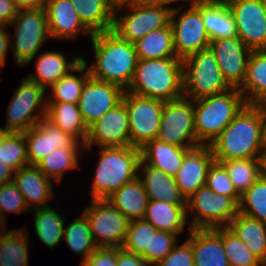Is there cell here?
<instances>
[{
	"label": "cell",
	"instance_id": "obj_1",
	"mask_svg": "<svg viewBox=\"0 0 266 266\" xmlns=\"http://www.w3.org/2000/svg\"><path fill=\"white\" fill-rule=\"evenodd\" d=\"M91 42L96 61L88 68L90 76L127 91L138 62L134 44L113 30L94 33Z\"/></svg>",
	"mask_w": 266,
	"mask_h": 266
},
{
	"label": "cell",
	"instance_id": "obj_2",
	"mask_svg": "<svg viewBox=\"0 0 266 266\" xmlns=\"http://www.w3.org/2000/svg\"><path fill=\"white\" fill-rule=\"evenodd\" d=\"M216 162L258 159L261 146V104H246L209 145Z\"/></svg>",
	"mask_w": 266,
	"mask_h": 266
},
{
	"label": "cell",
	"instance_id": "obj_3",
	"mask_svg": "<svg viewBox=\"0 0 266 266\" xmlns=\"http://www.w3.org/2000/svg\"><path fill=\"white\" fill-rule=\"evenodd\" d=\"M127 92L163 102L184 96L183 60L177 57L138 60Z\"/></svg>",
	"mask_w": 266,
	"mask_h": 266
},
{
	"label": "cell",
	"instance_id": "obj_4",
	"mask_svg": "<svg viewBox=\"0 0 266 266\" xmlns=\"http://www.w3.org/2000/svg\"><path fill=\"white\" fill-rule=\"evenodd\" d=\"M90 193L93 200L107 199L127 182L135 179L141 160L140 149L133 146L101 147Z\"/></svg>",
	"mask_w": 266,
	"mask_h": 266
},
{
	"label": "cell",
	"instance_id": "obj_5",
	"mask_svg": "<svg viewBox=\"0 0 266 266\" xmlns=\"http://www.w3.org/2000/svg\"><path fill=\"white\" fill-rule=\"evenodd\" d=\"M246 102L237 88L194 100V126L199 145H210Z\"/></svg>",
	"mask_w": 266,
	"mask_h": 266
},
{
	"label": "cell",
	"instance_id": "obj_6",
	"mask_svg": "<svg viewBox=\"0 0 266 266\" xmlns=\"http://www.w3.org/2000/svg\"><path fill=\"white\" fill-rule=\"evenodd\" d=\"M167 5L169 4L164 2L117 0L113 31L126 41L134 43L149 32L164 28L170 23L172 7ZM122 7L129 8L127 15L118 14Z\"/></svg>",
	"mask_w": 266,
	"mask_h": 266
},
{
	"label": "cell",
	"instance_id": "obj_7",
	"mask_svg": "<svg viewBox=\"0 0 266 266\" xmlns=\"http://www.w3.org/2000/svg\"><path fill=\"white\" fill-rule=\"evenodd\" d=\"M230 89L210 48L200 50L183 60L185 97L198 100Z\"/></svg>",
	"mask_w": 266,
	"mask_h": 266
},
{
	"label": "cell",
	"instance_id": "obj_8",
	"mask_svg": "<svg viewBox=\"0 0 266 266\" xmlns=\"http://www.w3.org/2000/svg\"><path fill=\"white\" fill-rule=\"evenodd\" d=\"M186 209L187 214L197 211L195 214L192 211L193 221L189 230L210 229L228 227L238 214L239 205L231 197L213 192L204 185L186 199Z\"/></svg>",
	"mask_w": 266,
	"mask_h": 266
},
{
	"label": "cell",
	"instance_id": "obj_9",
	"mask_svg": "<svg viewBox=\"0 0 266 266\" xmlns=\"http://www.w3.org/2000/svg\"><path fill=\"white\" fill-rule=\"evenodd\" d=\"M9 25H15L16 39L10 48L18 66L29 64L47 37L51 38L44 7L19 10Z\"/></svg>",
	"mask_w": 266,
	"mask_h": 266
},
{
	"label": "cell",
	"instance_id": "obj_10",
	"mask_svg": "<svg viewBox=\"0 0 266 266\" xmlns=\"http://www.w3.org/2000/svg\"><path fill=\"white\" fill-rule=\"evenodd\" d=\"M157 139L181 148L199 146L194 126V100L182 96L164 102Z\"/></svg>",
	"mask_w": 266,
	"mask_h": 266
},
{
	"label": "cell",
	"instance_id": "obj_11",
	"mask_svg": "<svg viewBox=\"0 0 266 266\" xmlns=\"http://www.w3.org/2000/svg\"><path fill=\"white\" fill-rule=\"evenodd\" d=\"M172 7L170 24L174 34V47L177 58L186 57L209 48L210 38L202 17V0L192 3L190 8ZM182 11V12H180ZM180 16L175 19L177 14Z\"/></svg>",
	"mask_w": 266,
	"mask_h": 266
},
{
	"label": "cell",
	"instance_id": "obj_12",
	"mask_svg": "<svg viewBox=\"0 0 266 266\" xmlns=\"http://www.w3.org/2000/svg\"><path fill=\"white\" fill-rule=\"evenodd\" d=\"M45 92L46 89L43 86L24 77L19 88L15 89L8 105L7 122L4 129L8 132H25L46 117ZM36 108H41V110L39 113L33 114Z\"/></svg>",
	"mask_w": 266,
	"mask_h": 266
},
{
	"label": "cell",
	"instance_id": "obj_13",
	"mask_svg": "<svg viewBox=\"0 0 266 266\" xmlns=\"http://www.w3.org/2000/svg\"><path fill=\"white\" fill-rule=\"evenodd\" d=\"M122 102L129 117L130 146L140 149L147 142L157 139L164 102L127 91Z\"/></svg>",
	"mask_w": 266,
	"mask_h": 266
},
{
	"label": "cell",
	"instance_id": "obj_14",
	"mask_svg": "<svg viewBox=\"0 0 266 266\" xmlns=\"http://www.w3.org/2000/svg\"><path fill=\"white\" fill-rule=\"evenodd\" d=\"M90 224L97 247L121 248L128 230L129 220L107 199L93 200L83 212Z\"/></svg>",
	"mask_w": 266,
	"mask_h": 266
},
{
	"label": "cell",
	"instance_id": "obj_15",
	"mask_svg": "<svg viewBox=\"0 0 266 266\" xmlns=\"http://www.w3.org/2000/svg\"><path fill=\"white\" fill-rule=\"evenodd\" d=\"M234 17L237 36L251 50H266V12L261 0H225Z\"/></svg>",
	"mask_w": 266,
	"mask_h": 266
},
{
	"label": "cell",
	"instance_id": "obj_16",
	"mask_svg": "<svg viewBox=\"0 0 266 266\" xmlns=\"http://www.w3.org/2000/svg\"><path fill=\"white\" fill-rule=\"evenodd\" d=\"M93 143L100 147L130 146L129 117L123 102L88 127L84 148L91 149Z\"/></svg>",
	"mask_w": 266,
	"mask_h": 266
},
{
	"label": "cell",
	"instance_id": "obj_17",
	"mask_svg": "<svg viewBox=\"0 0 266 266\" xmlns=\"http://www.w3.org/2000/svg\"><path fill=\"white\" fill-rule=\"evenodd\" d=\"M24 138L27 143L29 165H36L56 148L85 147L75 137L63 132L46 117L25 131Z\"/></svg>",
	"mask_w": 266,
	"mask_h": 266
},
{
	"label": "cell",
	"instance_id": "obj_18",
	"mask_svg": "<svg viewBox=\"0 0 266 266\" xmlns=\"http://www.w3.org/2000/svg\"><path fill=\"white\" fill-rule=\"evenodd\" d=\"M209 48L225 81L231 88L239 89L245 80L251 50L238 36L210 41Z\"/></svg>",
	"mask_w": 266,
	"mask_h": 266
},
{
	"label": "cell",
	"instance_id": "obj_19",
	"mask_svg": "<svg viewBox=\"0 0 266 266\" xmlns=\"http://www.w3.org/2000/svg\"><path fill=\"white\" fill-rule=\"evenodd\" d=\"M124 90L117 85L88 78L78 102L84 123L89 127L107 111L122 102Z\"/></svg>",
	"mask_w": 266,
	"mask_h": 266
},
{
	"label": "cell",
	"instance_id": "obj_20",
	"mask_svg": "<svg viewBox=\"0 0 266 266\" xmlns=\"http://www.w3.org/2000/svg\"><path fill=\"white\" fill-rule=\"evenodd\" d=\"M214 161L209 145H199L184 155L174 178L185 199H188L201 186L206 185L207 174Z\"/></svg>",
	"mask_w": 266,
	"mask_h": 266
},
{
	"label": "cell",
	"instance_id": "obj_21",
	"mask_svg": "<svg viewBox=\"0 0 266 266\" xmlns=\"http://www.w3.org/2000/svg\"><path fill=\"white\" fill-rule=\"evenodd\" d=\"M51 38L76 39L77 35L93 33L83 24L70 0H47L45 6Z\"/></svg>",
	"mask_w": 266,
	"mask_h": 266
},
{
	"label": "cell",
	"instance_id": "obj_22",
	"mask_svg": "<svg viewBox=\"0 0 266 266\" xmlns=\"http://www.w3.org/2000/svg\"><path fill=\"white\" fill-rule=\"evenodd\" d=\"M194 266H230L222 245V227L190 229Z\"/></svg>",
	"mask_w": 266,
	"mask_h": 266
},
{
	"label": "cell",
	"instance_id": "obj_23",
	"mask_svg": "<svg viewBox=\"0 0 266 266\" xmlns=\"http://www.w3.org/2000/svg\"><path fill=\"white\" fill-rule=\"evenodd\" d=\"M14 174L12 181L22 193L29 210L49 206L46 202L54 195L52 179L47 178L35 165L25 166Z\"/></svg>",
	"mask_w": 266,
	"mask_h": 266
},
{
	"label": "cell",
	"instance_id": "obj_24",
	"mask_svg": "<svg viewBox=\"0 0 266 266\" xmlns=\"http://www.w3.org/2000/svg\"><path fill=\"white\" fill-rule=\"evenodd\" d=\"M141 169H144V176H138L143 183L149 200L167 201L176 205H186V199L181 194L174 176L166 174L162 170L145 163L142 159L138 167V172L142 174L143 172Z\"/></svg>",
	"mask_w": 266,
	"mask_h": 266
},
{
	"label": "cell",
	"instance_id": "obj_25",
	"mask_svg": "<svg viewBox=\"0 0 266 266\" xmlns=\"http://www.w3.org/2000/svg\"><path fill=\"white\" fill-rule=\"evenodd\" d=\"M107 200L129 221L142 220L149 201L139 176L121 186Z\"/></svg>",
	"mask_w": 266,
	"mask_h": 266
},
{
	"label": "cell",
	"instance_id": "obj_26",
	"mask_svg": "<svg viewBox=\"0 0 266 266\" xmlns=\"http://www.w3.org/2000/svg\"><path fill=\"white\" fill-rule=\"evenodd\" d=\"M186 218V205L149 200L143 220L150 223L157 230L178 235L184 230L187 223Z\"/></svg>",
	"mask_w": 266,
	"mask_h": 266
},
{
	"label": "cell",
	"instance_id": "obj_27",
	"mask_svg": "<svg viewBox=\"0 0 266 266\" xmlns=\"http://www.w3.org/2000/svg\"><path fill=\"white\" fill-rule=\"evenodd\" d=\"M202 17L210 41L237 36L236 23L225 0H202Z\"/></svg>",
	"mask_w": 266,
	"mask_h": 266
},
{
	"label": "cell",
	"instance_id": "obj_28",
	"mask_svg": "<svg viewBox=\"0 0 266 266\" xmlns=\"http://www.w3.org/2000/svg\"><path fill=\"white\" fill-rule=\"evenodd\" d=\"M238 90L246 104L266 103V50L251 51L245 80Z\"/></svg>",
	"mask_w": 266,
	"mask_h": 266
},
{
	"label": "cell",
	"instance_id": "obj_29",
	"mask_svg": "<svg viewBox=\"0 0 266 266\" xmlns=\"http://www.w3.org/2000/svg\"><path fill=\"white\" fill-rule=\"evenodd\" d=\"M83 24L94 34L113 30L117 0H70Z\"/></svg>",
	"mask_w": 266,
	"mask_h": 266
},
{
	"label": "cell",
	"instance_id": "obj_30",
	"mask_svg": "<svg viewBox=\"0 0 266 266\" xmlns=\"http://www.w3.org/2000/svg\"><path fill=\"white\" fill-rule=\"evenodd\" d=\"M82 58L74 57L71 62H67L65 55L61 52L47 51L36 60L37 74H29L26 78L46 89L73 70Z\"/></svg>",
	"mask_w": 266,
	"mask_h": 266
},
{
	"label": "cell",
	"instance_id": "obj_31",
	"mask_svg": "<svg viewBox=\"0 0 266 266\" xmlns=\"http://www.w3.org/2000/svg\"><path fill=\"white\" fill-rule=\"evenodd\" d=\"M192 148H181L154 139L140 148L141 159L164 173L175 176L184 155Z\"/></svg>",
	"mask_w": 266,
	"mask_h": 266
},
{
	"label": "cell",
	"instance_id": "obj_32",
	"mask_svg": "<svg viewBox=\"0 0 266 266\" xmlns=\"http://www.w3.org/2000/svg\"><path fill=\"white\" fill-rule=\"evenodd\" d=\"M46 118L63 132L85 144L88 127L82 119L78 104L47 102Z\"/></svg>",
	"mask_w": 266,
	"mask_h": 266
},
{
	"label": "cell",
	"instance_id": "obj_33",
	"mask_svg": "<svg viewBox=\"0 0 266 266\" xmlns=\"http://www.w3.org/2000/svg\"><path fill=\"white\" fill-rule=\"evenodd\" d=\"M133 44L138 60L177 57L173 29L170 23L164 28L149 32Z\"/></svg>",
	"mask_w": 266,
	"mask_h": 266
},
{
	"label": "cell",
	"instance_id": "obj_34",
	"mask_svg": "<svg viewBox=\"0 0 266 266\" xmlns=\"http://www.w3.org/2000/svg\"><path fill=\"white\" fill-rule=\"evenodd\" d=\"M228 228L245 242L264 264L266 263V224L238 212Z\"/></svg>",
	"mask_w": 266,
	"mask_h": 266
},
{
	"label": "cell",
	"instance_id": "obj_35",
	"mask_svg": "<svg viewBox=\"0 0 266 266\" xmlns=\"http://www.w3.org/2000/svg\"><path fill=\"white\" fill-rule=\"evenodd\" d=\"M24 229L1 230L0 266H28V240Z\"/></svg>",
	"mask_w": 266,
	"mask_h": 266
},
{
	"label": "cell",
	"instance_id": "obj_36",
	"mask_svg": "<svg viewBox=\"0 0 266 266\" xmlns=\"http://www.w3.org/2000/svg\"><path fill=\"white\" fill-rule=\"evenodd\" d=\"M72 72H80L82 75L78 77ZM90 77L89 69L84 58L80 63L63 76L59 81L51 86V93L53 97H48L47 102H65L78 104L82 94V89L88 78Z\"/></svg>",
	"mask_w": 266,
	"mask_h": 266
},
{
	"label": "cell",
	"instance_id": "obj_37",
	"mask_svg": "<svg viewBox=\"0 0 266 266\" xmlns=\"http://www.w3.org/2000/svg\"><path fill=\"white\" fill-rule=\"evenodd\" d=\"M31 212L34 213L36 235L46 246L54 249L63 238L65 219L49 206L33 209Z\"/></svg>",
	"mask_w": 266,
	"mask_h": 266
},
{
	"label": "cell",
	"instance_id": "obj_38",
	"mask_svg": "<svg viewBox=\"0 0 266 266\" xmlns=\"http://www.w3.org/2000/svg\"><path fill=\"white\" fill-rule=\"evenodd\" d=\"M81 148H56L35 166L47 177L59 182L65 171L78 168ZM79 153V154H78Z\"/></svg>",
	"mask_w": 266,
	"mask_h": 266
},
{
	"label": "cell",
	"instance_id": "obj_39",
	"mask_svg": "<svg viewBox=\"0 0 266 266\" xmlns=\"http://www.w3.org/2000/svg\"><path fill=\"white\" fill-rule=\"evenodd\" d=\"M63 237L67 242L68 247L77 255H81L84 262L98 247L94 243L90 224L83 213L79 218L69 225L64 226ZM83 256V257H82Z\"/></svg>",
	"mask_w": 266,
	"mask_h": 266
},
{
	"label": "cell",
	"instance_id": "obj_40",
	"mask_svg": "<svg viewBox=\"0 0 266 266\" xmlns=\"http://www.w3.org/2000/svg\"><path fill=\"white\" fill-rule=\"evenodd\" d=\"M237 193L241 196L260 178L258 159L222 161Z\"/></svg>",
	"mask_w": 266,
	"mask_h": 266
},
{
	"label": "cell",
	"instance_id": "obj_41",
	"mask_svg": "<svg viewBox=\"0 0 266 266\" xmlns=\"http://www.w3.org/2000/svg\"><path fill=\"white\" fill-rule=\"evenodd\" d=\"M222 245L230 266H264V263L228 227H222Z\"/></svg>",
	"mask_w": 266,
	"mask_h": 266
},
{
	"label": "cell",
	"instance_id": "obj_42",
	"mask_svg": "<svg viewBox=\"0 0 266 266\" xmlns=\"http://www.w3.org/2000/svg\"><path fill=\"white\" fill-rule=\"evenodd\" d=\"M4 163L15 171L29 165L24 132H9L5 136L0 146V164Z\"/></svg>",
	"mask_w": 266,
	"mask_h": 266
},
{
	"label": "cell",
	"instance_id": "obj_43",
	"mask_svg": "<svg viewBox=\"0 0 266 266\" xmlns=\"http://www.w3.org/2000/svg\"><path fill=\"white\" fill-rule=\"evenodd\" d=\"M239 212L266 224V180L259 178L241 195Z\"/></svg>",
	"mask_w": 266,
	"mask_h": 266
},
{
	"label": "cell",
	"instance_id": "obj_44",
	"mask_svg": "<svg viewBox=\"0 0 266 266\" xmlns=\"http://www.w3.org/2000/svg\"><path fill=\"white\" fill-rule=\"evenodd\" d=\"M151 224L142 220L130 221L122 248L128 252L142 255L150 251Z\"/></svg>",
	"mask_w": 266,
	"mask_h": 266
},
{
	"label": "cell",
	"instance_id": "obj_45",
	"mask_svg": "<svg viewBox=\"0 0 266 266\" xmlns=\"http://www.w3.org/2000/svg\"><path fill=\"white\" fill-rule=\"evenodd\" d=\"M176 244L177 234L157 230L151 225L150 251H145L141 257L149 265H156L170 253Z\"/></svg>",
	"mask_w": 266,
	"mask_h": 266
},
{
	"label": "cell",
	"instance_id": "obj_46",
	"mask_svg": "<svg viewBox=\"0 0 266 266\" xmlns=\"http://www.w3.org/2000/svg\"><path fill=\"white\" fill-rule=\"evenodd\" d=\"M206 185L213 192L231 197L239 205L241 196L237 193L226 168L221 163L214 161L211 164Z\"/></svg>",
	"mask_w": 266,
	"mask_h": 266
},
{
	"label": "cell",
	"instance_id": "obj_47",
	"mask_svg": "<svg viewBox=\"0 0 266 266\" xmlns=\"http://www.w3.org/2000/svg\"><path fill=\"white\" fill-rule=\"evenodd\" d=\"M30 212L26 206L24 197L20 190L12 182L0 185V217L5 222L6 215L4 211L11 213L15 212L20 214L21 212Z\"/></svg>",
	"mask_w": 266,
	"mask_h": 266
},
{
	"label": "cell",
	"instance_id": "obj_48",
	"mask_svg": "<svg viewBox=\"0 0 266 266\" xmlns=\"http://www.w3.org/2000/svg\"><path fill=\"white\" fill-rule=\"evenodd\" d=\"M155 266H194L192 244L188 240L181 246L176 244L170 253Z\"/></svg>",
	"mask_w": 266,
	"mask_h": 266
},
{
	"label": "cell",
	"instance_id": "obj_49",
	"mask_svg": "<svg viewBox=\"0 0 266 266\" xmlns=\"http://www.w3.org/2000/svg\"><path fill=\"white\" fill-rule=\"evenodd\" d=\"M82 263L85 266H117V248L98 247Z\"/></svg>",
	"mask_w": 266,
	"mask_h": 266
},
{
	"label": "cell",
	"instance_id": "obj_50",
	"mask_svg": "<svg viewBox=\"0 0 266 266\" xmlns=\"http://www.w3.org/2000/svg\"><path fill=\"white\" fill-rule=\"evenodd\" d=\"M117 266H151L140 255L117 248Z\"/></svg>",
	"mask_w": 266,
	"mask_h": 266
},
{
	"label": "cell",
	"instance_id": "obj_51",
	"mask_svg": "<svg viewBox=\"0 0 266 266\" xmlns=\"http://www.w3.org/2000/svg\"><path fill=\"white\" fill-rule=\"evenodd\" d=\"M18 11L12 0H0V25L8 26Z\"/></svg>",
	"mask_w": 266,
	"mask_h": 266
},
{
	"label": "cell",
	"instance_id": "obj_52",
	"mask_svg": "<svg viewBox=\"0 0 266 266\" xmlns=\"http://www.w3.org/2000/svg\"><path fill=\"white\" fill-rule=\"evenodd\" d=\"M6 26L0 25V66H4L5 65V61H6V53L8 50V47L11 46L10 45V38L8 33H6L5 28Z\"/></svg>",
	"mask_w": 266,
	"mask_h": 266
},
{
	"label": "cell",
	"instance_id": "obj_53",
	"mask_svg": "<svg viewBox=\"0 0 266 266\" xmlns=\"http://www.w3.org/2000/svg\"><path fill=\"white\" fill-rule=\"evenodd\" d=\"M18 10L43 8L47 0H12Z\"/></svg>",
	"mask_w": 266,
	"mask_h": 266
},
{
	"label": "cell",
	"instance_id": "obj_54",
	"mask_svg": "<svg viewBox=\"0 0 266 266\" xmlns=\"http://www.w3.org/2000/svg\"><path fill=\"white\" fill-rule=\"evenodd\" d=\"M15 170L8 164H0V185L12 182Z\"/></svg>",
	"mask_w": 266,
	"mask_h": 266
},
{
	"label": "cell",
	"instance_id": "obj_55",
	"mask_svg": "<svg viewBox=\"0 0 266 266\" xmlns=\"http://www.w3.org/2000/svg\"><path fill=\"white\" fill-rule=\"evenodd\" d=\"M261 146L266 150V103L261 104Z\"/></svg>",
	"mask_w": 266,
	"mask_h": 266
},
{
	"label": "cell",
	"instance_id": "obj_56",
	"mask_svg": "<svg viewBox=\"0 0 266 266\" xmlns=\"http://www.w3.org/2000/svg\"><path fill=\"white\" fill-rule=\"evenodd\" d=\"M260 178L266 180V150H262L258 156Z\"/></svg>",
	"mask_w": 266,
	"mask_h": 266
},
{
	"label": "cell",
	"instance_id": "obj_57",
	"mask_svg": "<svg viewBox=\"0 0 266 266\" xmlns=\"http://www.w3.org/2000/svg\"><path fill=\"white\" fill-rule=\"evenodd\" d=\"M9 132L7 130H5L4 128L0 127V146L5 138V136L8 134Z\"/></svg>",
	"mask_w": 266,
	"mask_h": 266
},
{
	"label": "cell",
	"instance_id": "obj_58",
	"mask_svg": "<svg viewBox=\"0 0 266 266\" xmlns=\"http://www.w3.org/2000/svg\"><path fill=\"white\" fill-rule=\"evenodd\" d=\"M179 1H185V2H187L188 0H163V2L164 3H167V4H171V3H173V2H179ZM191 3L190 4H192V3H195V2H197V1H199V0H189Z\"/></svg>",
	"mask_w": 266,
	"mask_h": 266
},
{
	"label": "cell",
	"instance_id": "obj_59",
	"mask_svg": "<svg viewBox=\"0 0 266 266\" xmlns=\"http://www.w3.org/2000/svg\"><path fill=\"white\" fill-rule=\"evenodd\" d=\"M137 2H163V0H133Z\"/></svg>",
	"mask_w": 266,
	"mask_h": 266
},
{
	"label": "cell",
	"instance_id": "obj_60",
	"mask_svg": "<svg viewBox=\"0 0 266 266\" xmlns=\"http://www.w3.org/2000/svg\"><path fill=\"white\" fill-rule=\"evenodd\" d=\"M4 224H5V222L0 217V231L5 229V225Z\"/></svg>",
	"mask_w": 266,
	"mask_h": 266
},
{
	"label": "cell",
	"instance_id": "obj_61",
	"mask_svg": "<svg viewBox=\"0 0 266 266\" xmlns=\"http://www.w3.org/2000/svg\"><path fill=\"white\" fill-rule=\"evenodd\" d=\"M264 11L266 12V0H261Z\"/></svg>",
	"mask_w": 266,
	"mask_h": 266
}]
</instances>
